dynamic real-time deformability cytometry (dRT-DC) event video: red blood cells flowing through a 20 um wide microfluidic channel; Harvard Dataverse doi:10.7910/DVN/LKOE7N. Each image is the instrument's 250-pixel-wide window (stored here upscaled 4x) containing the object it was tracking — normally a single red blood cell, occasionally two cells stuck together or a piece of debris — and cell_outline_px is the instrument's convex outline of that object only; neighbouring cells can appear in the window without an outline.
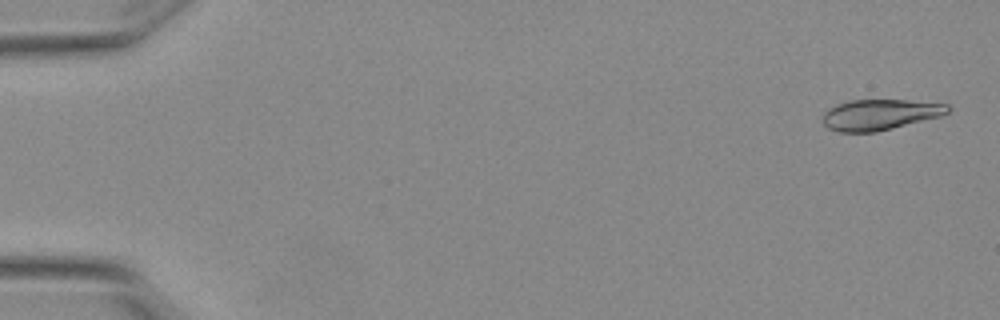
{"species": "Egyptian fruit bat (a non-hibernating species)", "species_latin": "Rousettus aegyptiacus", "temperature_condition": "warm", "stored_images_in_passage": 3, "camera_frame_rate_fps": 3000, "um_per_image_px": 0.085, "animal": {"sex": "female"}, "frame": {"image": 1, "passage_image": 1, "time_ms": 0.0, "image_size_px": [1000, 320], "cell_outline_px": [[952, 108], [944, 116], [876, 132], [840, 132], [828, 128], [824, 124], [824, 112], [828, 108], [836, 104], [848, 100], [908, 100], [948, 104]], "centroid_in_image_um": [74.83, 9.74], "position_along_channel_um": 10.2, "area_um2": 22.6}}